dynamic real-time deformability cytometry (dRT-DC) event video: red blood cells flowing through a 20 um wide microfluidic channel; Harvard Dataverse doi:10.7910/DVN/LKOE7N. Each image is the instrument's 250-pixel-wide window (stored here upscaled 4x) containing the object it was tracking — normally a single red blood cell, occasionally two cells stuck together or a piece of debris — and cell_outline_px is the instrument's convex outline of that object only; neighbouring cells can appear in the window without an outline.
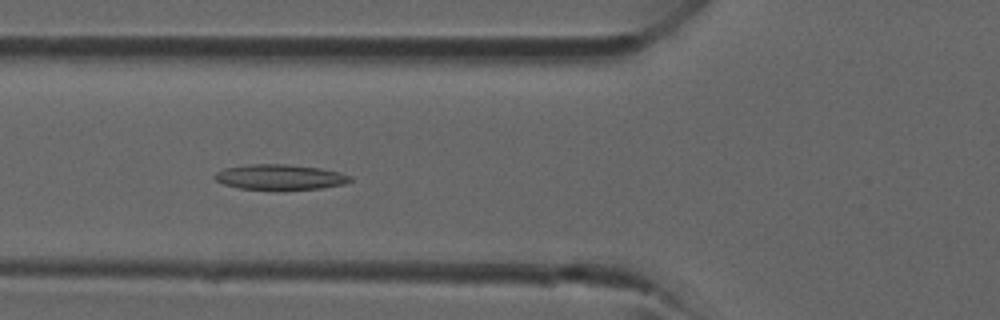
{"species": "common noctule bat (a hibernating species)", "species_latin": "Nyctalus noctula", "temperature_condition": "room temperature", "stored_images_in_passage": 40, "camera_frame_rate_fps": 3000, "um_per_image_px": 0.085, "animal": {"sex": "male", "forearm_length_mm": 52.5}, "frame": {"image": 1, "passage_image": 14, "time_ms": 4.333, "image_size_px": [1000, 320], "cell_outline_px": [[352, 180], [344, 184], [320, 188], [240, 188], [224, 184], [216, 180], [212, 176], [216, 172], [224, 168], [248, 164], [288, 164], [320, 168], [340, 172], [352, 176]], "centroid_in_image_um": [23.79, 15.02], "position_along_channel_um": 102.0, "area_um2": 19.54}}
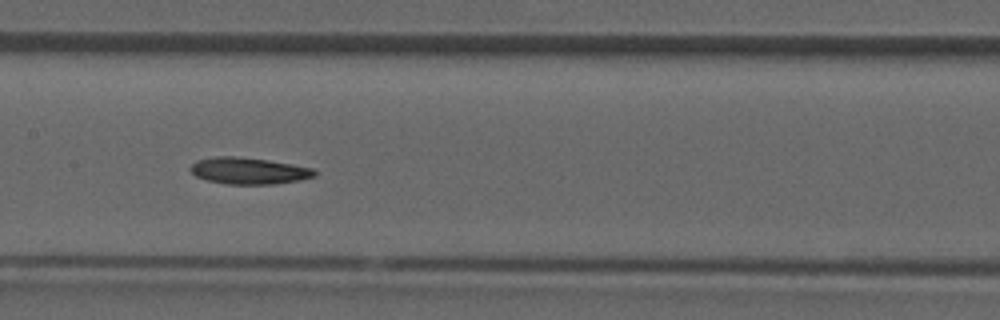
{"frame": {"image": 2, "passage_image": 19, "time_ms": 6.0, "image_size_px": [1000, 320], "cell_outline_px": [[316, 176], [300, 180], [272, 184], [228, 184], [208, 180], [196, 176], [188, 168], [196, 160], [216, 156], [236, 156], [268, 160], [292, 164], [312, 168], [316, 172]], "centroid_in_image_um": [21.13, 14.51], "position_along_channel_um": 186.3, "area_um2": 19.19}}
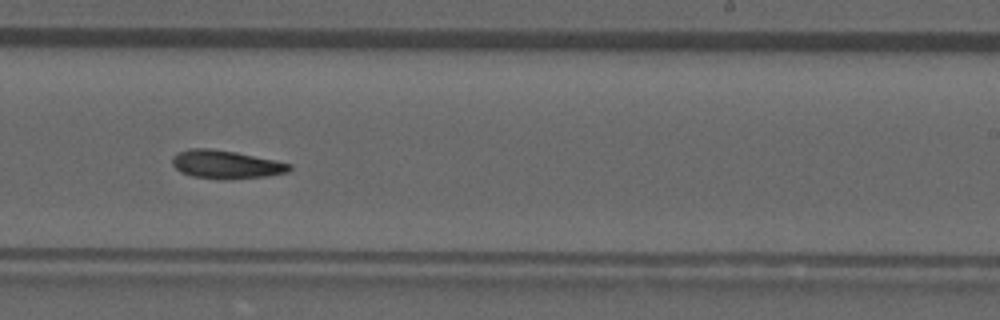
{"frame": {"image": 3, "passage_image": 24, "time_ms": 7.667, "image_size_px": [1000, 320], "cell_outline_px": [[292, 168], [288, 172], [264, 176], [192, 176], [180, 172], [172, 164], [172, 156], [188, 148], [208, 148], [236, 152], [276, 160], [292, 164]], "centroid_in_image_um": [19.2, 13.91], "position_along_channel_um": 269.8, "area_um2": 18.32}}